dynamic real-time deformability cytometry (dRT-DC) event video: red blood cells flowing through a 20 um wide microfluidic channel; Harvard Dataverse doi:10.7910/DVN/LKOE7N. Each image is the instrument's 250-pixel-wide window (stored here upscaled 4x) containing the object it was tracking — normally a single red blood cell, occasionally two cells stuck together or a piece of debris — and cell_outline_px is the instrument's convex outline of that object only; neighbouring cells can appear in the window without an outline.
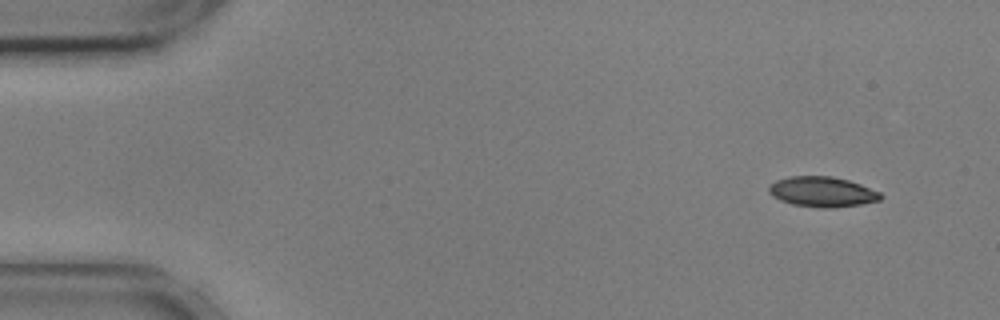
{"species": "common noctule bat (a hibernating species)", "species_latin": "Nyctalus noctula", "temperature_condition": "cold", "stored_images_in_passage": 52, "camera_frame_rate_fps": 3000, "um_per_image_px": 0.085, "animal": {"sex": "male", "body_mass_g": 17.9, "forearm_length_mm": 54.2}, "frame": {"image": 1, "passage_image": 1, "time_ms": 0.0, "image_size_px": [1000, 320], "cell_outline_px": [[884, 196], [880, 200], [860, 204], [832, 208], [824, 208], [792, 204], [780, 200], [772, 196], [768, 192], [768, 188], [776, 180], [788, 176], [832, 176], [848, 180], [860, 184], [880, 192]], "centroid_in_image_um": [69.89, 16.3], "position_along_channel_um": 15.1, "area_um2": 19.65}}
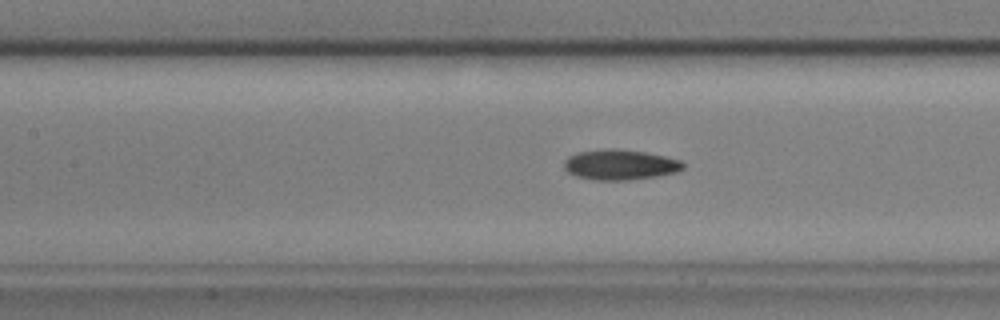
{"frame": {"image": 2, "passage_image": 21, "time_ms": 6.667, "image_size_px": [1000, 320], "cell_outline_px": [[684, 168], [676, 172], [656, 176], [628, 180], [592, 180], [576, 176], [568, 172], [564, 168], [564, 160], [568, 156], [576, 152], [600, 148], [612, 148], [644, 152], [664, 156], [680, 160], [684, 164]], "centroid_in_image_um": [52.65, 13.99], "position_along_channel_um": 154.7, "area_um2": 21.15}}
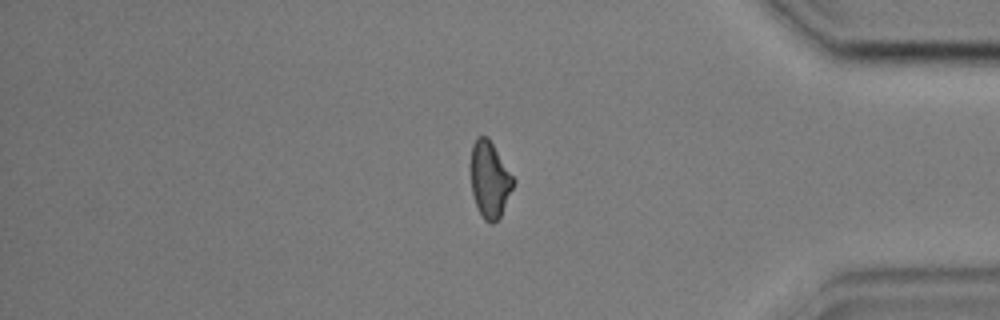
{"frame": {"image": 3, "passage_image": 43, "time_ms": 14.0, "image_size_px": [1000, 320], "cell_outline_px": [[516, 180], [500, 216], [492, 224], [488, 224], [484, 220], [476, 204], [472, 192], [468, 168], [468, 164], [472, 144], [476, 136], [488, 136]], "centroid_in_image_um": [41.58, 15.2], "position_along_channel_um": 393.6, "area_um2": 19.42}, "authors_computed_cell_mechanics": {"area_um2": 19.6231, "velocity_mm_per_s": 3.611, "shape_relaxation_time_tau1_ms": 2.1502, "shape_relaxation_time_tau2_ms": 4.6817, "deformation_change_tau1": 0.1257, "deformation_change_tau2": 0.1194}}